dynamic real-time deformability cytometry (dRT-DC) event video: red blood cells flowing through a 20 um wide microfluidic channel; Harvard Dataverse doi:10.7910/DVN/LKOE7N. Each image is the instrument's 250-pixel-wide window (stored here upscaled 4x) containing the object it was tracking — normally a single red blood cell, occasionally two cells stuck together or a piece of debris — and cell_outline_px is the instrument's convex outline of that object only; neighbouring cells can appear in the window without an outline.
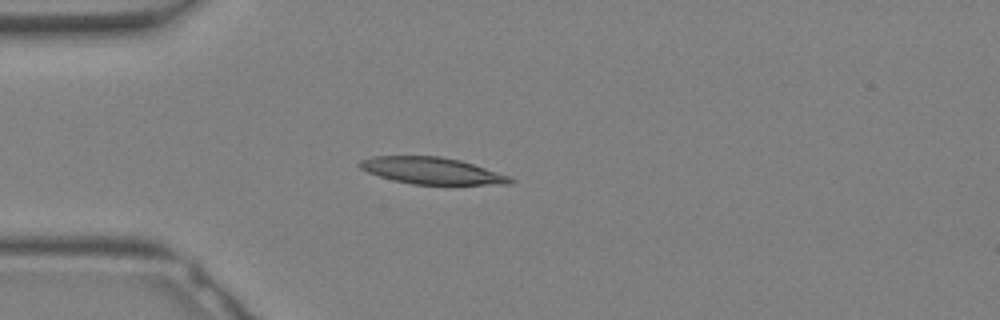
{"species": "Egyptian fruit bat (a non-hibernating species)", "species_latin": "Rousettus aegyptiacus", "temperature_condition": "warm", "stored_images_in_passage": 12, "camera_frame_rate_fps": 3000, "um_per_image_px": 0.085, "animal": {"sex": "female"}, "frame": {"image": 1, "passage_image": 9, "time_ms": 2.667, "image_size_px": [1000, 320], "cell_outline_px": [[516, 180], [508, 184], [412, 184], [380, 176], [368, 172], [360, 168], [356, 164], [360, 160], [372, 156], [440, 156], [460, 160], [512, 176]], "centroid_in_image_um": [36.72, 14.5], "position_along_channel_um": 48.3, "area_um2": 23.35}}
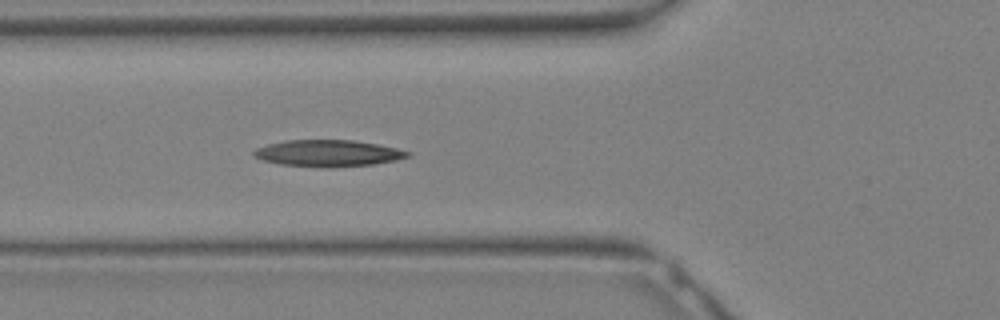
{"frame": {"image": 2, "passage_image": 12, "time_ms": 3.667, "image_size_px": [1000, 320], "cell_outline_px": [[412, 156], [396, 160], [372, 164], [328, 168], [320, 168], [280, 164], [264, 160], [252, 156], [252, 152], [256, 148], [268, 144], [284, 140], [352, 140], [376, 144], [396, 148], [412, 152]], "centroid_in_image_um": [27.87, 13.03], "position_along_channel_um": 97.9, "area_um2": 23.99}}